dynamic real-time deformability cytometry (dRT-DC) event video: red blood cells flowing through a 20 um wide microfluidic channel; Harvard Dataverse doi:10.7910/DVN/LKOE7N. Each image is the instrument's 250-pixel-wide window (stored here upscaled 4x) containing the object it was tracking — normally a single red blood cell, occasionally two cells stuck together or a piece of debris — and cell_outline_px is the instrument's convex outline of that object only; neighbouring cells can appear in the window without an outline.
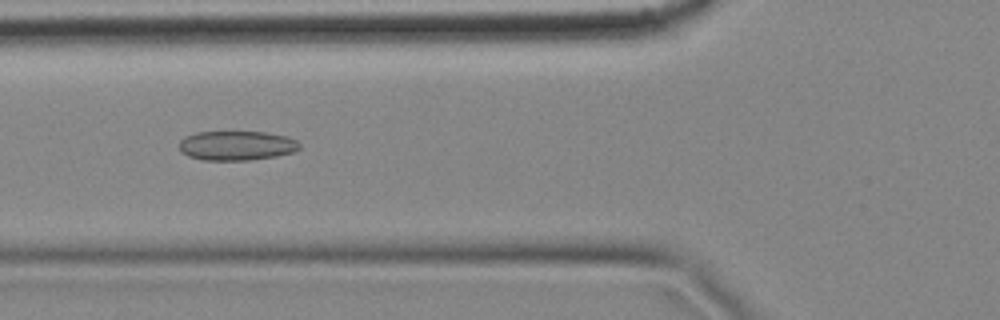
{"species": "common noctule bat (a hibernating species)", "species_latin": "Nyctalus noctula", "temperature_condition": "cold", "stored_images_in_passage": 15, "camera_frame_rate_fps": 3000, "um_per_image_px": 0.085, "animal": {"sex": "female", "body_mass_g": 18.4}, "frame": {"image": 1, "passage_image": 5, "time_ms": 1.333, "image_size_px": [1000, 320], "cell_outline_px": [[300, 148], [292, 152], [276, 156], [248, 160], [204, 160], [188, 156], [180, 152], [180, 140], [184, 136], [196, 132], [264, 132], [288, 136], [296, 140], [300, 144]], "centroid_in_image_um": [20.1, 12.37], "position_along_channel_um": 105.7, "area_um2": 20.69}}